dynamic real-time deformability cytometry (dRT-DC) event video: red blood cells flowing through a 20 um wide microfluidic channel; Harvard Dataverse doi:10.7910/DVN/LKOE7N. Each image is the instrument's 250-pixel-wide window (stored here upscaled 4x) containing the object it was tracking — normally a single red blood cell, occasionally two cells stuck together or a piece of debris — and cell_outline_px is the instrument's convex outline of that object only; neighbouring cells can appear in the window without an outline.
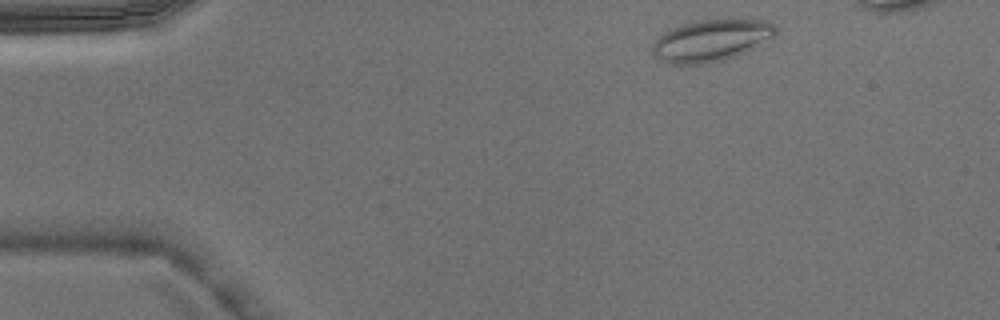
{"species": "Egyptian fruit bat (a non-hibernating species)", "species_latin": "Rousettus aegyptiacus", "temperature_condition": "warm", "stored_images_in_passage": 4, "camera_frame_rate_fps": 3000, "um_per_image_px": 0.085, "animal": {"sex": "male"}, "frame": {"image": 1, "passage_image": 1, "time_ms": 0.0, "image_size_px": [1000, 320], "cell_outline_px": [[776, 36], [744, 52], [724, 60], [708, 64], [668, 64], [652, 56], [652, 44], [664, 32], [684, 24], [696, 20], [728, 16], [768, 20], [776, 24]], "centroid_in_image_um": [60.5, 3.39], "position_along_channel_um": 24.5, "area_um2": 30.98}}